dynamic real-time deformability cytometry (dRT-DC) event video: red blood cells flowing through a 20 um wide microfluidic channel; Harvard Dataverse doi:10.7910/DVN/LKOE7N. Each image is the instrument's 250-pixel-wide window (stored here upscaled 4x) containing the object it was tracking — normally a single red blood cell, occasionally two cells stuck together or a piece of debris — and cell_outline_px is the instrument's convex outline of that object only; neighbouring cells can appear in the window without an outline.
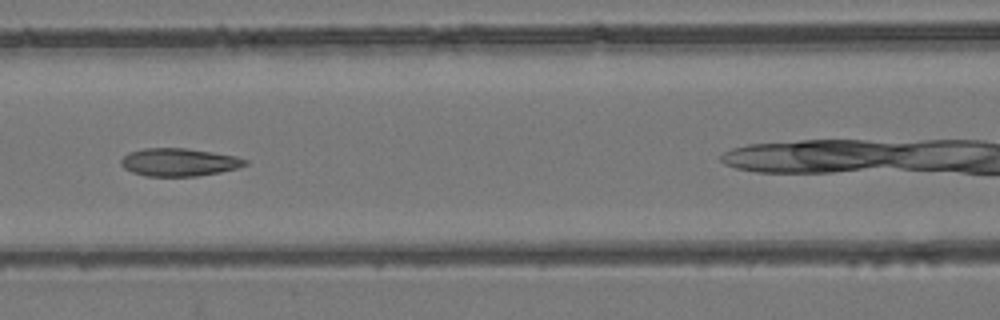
{"species": "common noctule bat (a hibernating species)", "species_latin": "Nyctalus noctula", "temperature_condition": "room temperature", "stored_images_in_passage": 5, "camera_frame_rate_fps": 3000, "um_per_image_px": 0.085, "animal": {"sex": "female", "body_mass_g": 24.6, "forearm_length_mm": 56.2}, "frame": {"image": 1, "passage_image": 5, "time_ms": 4.333, "image_size_px": [1000, 320], "cell_outline_px": [[248, 164], [236, 168], [220, 172], [196, 176], [148, 176], [132, 172], [124, 168], [120, 164], [120, 160], [128, 152], [144, 148], [188, 148], [236, 156], [248, 160]], "centroid_in_image_um": [15.2, 13.78], "position_along_channel_um": 151.4, "area_um2": 20.17}}